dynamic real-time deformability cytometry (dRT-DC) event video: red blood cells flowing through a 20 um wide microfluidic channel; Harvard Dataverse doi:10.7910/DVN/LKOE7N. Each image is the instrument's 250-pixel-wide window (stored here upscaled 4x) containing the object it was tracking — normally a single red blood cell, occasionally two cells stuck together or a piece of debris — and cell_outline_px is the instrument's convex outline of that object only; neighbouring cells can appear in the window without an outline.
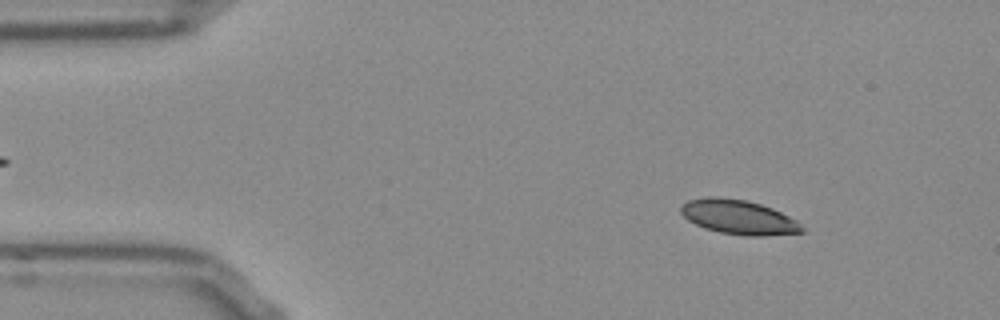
{"species": "Egyptian fruit bat (a non-hibernating species)", "species_latin": "Rousettus aegyptiacus", "temperature_condition": "room temperature", "stored_images_in_passage": 52, "camera_frame_rate_fps": 3000, "um_per_image_px": 0.085, "frame": {"image": 1, "passage_image": 6, "time_ms": 1.667, "image_size_px": [1000, 320], "cell_outline_px": [[804, 232], [764, 236], [748, 236], [720, 232], [704, 228], [688, 220], [680, 212], [680, 204], [688, 200], [704, 196], [720, 196], [748, 200], [772, 208], [796, 220], [804, 228]], "centroid_in_image_um": [62.75, 18.44], "position_along_channel_um": 22.3, "area_um2": 24.51}}
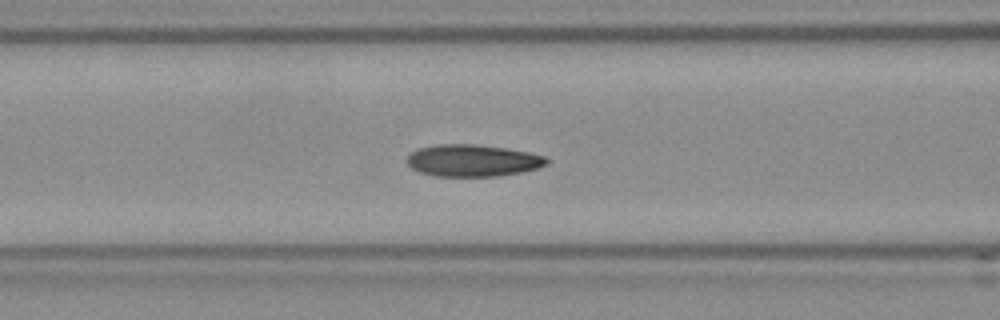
{"frame": {"image": 2, "passage_image": 20, "time_ms": 6.333, "image_size_px": [1000, 320], "cell_outline_px": [[548, 164], [536, 168], [520, 172], [500, 176], [436, 176], [420, 172], [412, 168], [408, 164], [408, 156], [412, 152], [420, 148], [436, 144], [476, 144], [504, 148], [528, 152], [544, 156], [548, 160]], "centroid_in_image_um": [40.18, 13.64], "position_along_channel_um": 126.4, "area_um2": 25.78}}
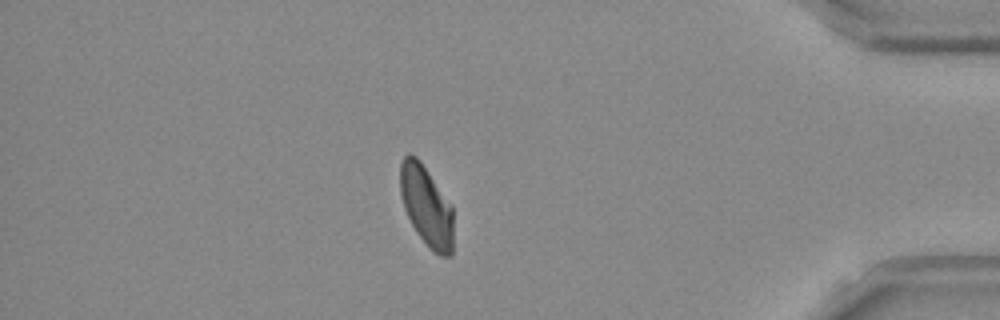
{"frame": {"image": 3, "passage_image": 45, "time_ms": 14.667, "image_size_px": [1000, 320], "cell_outline_px": [[452, 256], [440, 256], [416, 232], [404, 208], [400, 192], [400, 164], [404, 156], [408, 152], [412, 152], [420, 160], [452, 204]], "centroid_in_image_um": [36.24, 17.44], "position_along_channel_um": 399.0, "area_um2": 24.8}, "authors_computed_cell_mechanics": {"area_um2": 25.3453, "velocity_mm_per_s": 3.7731, "shape_relaxation_time_tau1_ms": 7.2657, "shape_relaxation_time_tau2_ms": 2.3495, "deformation_change_tau1": 0.1551, "deformation_change_tau2": 0.0724}}